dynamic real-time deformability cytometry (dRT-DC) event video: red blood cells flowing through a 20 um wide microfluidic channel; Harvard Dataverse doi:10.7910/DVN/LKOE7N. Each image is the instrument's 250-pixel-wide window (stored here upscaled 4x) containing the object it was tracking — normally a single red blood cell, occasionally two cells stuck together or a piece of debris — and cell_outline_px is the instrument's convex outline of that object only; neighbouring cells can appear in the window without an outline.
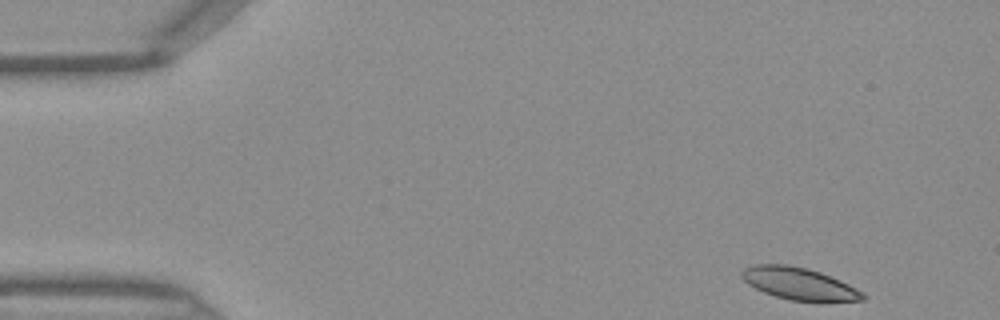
{"species": "Egyptian fruit bat (a non-hibernating species)", "species_latin": "Rousettus aegyptiacus", "temperature_condition": "warm", "stored_images_in_passage": 43, "camera_frame_rate_fps": 3000, "um_per_image_px": 0.085, "frame": {"image": 1, "passage_image": 1, "time_ms": 0.0, "image_size_px": [1000, 320], "cell_outline_px": [[864, 300], [820, 304], [792, 300], [776, 296], [764, 292], [748, 284], [740, 276], [740, 272], [744, 268], [756, 264], [784, 264], [808, 268], [820, 272], [840, 280], [864, 292]], "centroid_in_image_um": [67.98, 24.15], "position_along_channel_um": 17.0, "area_um2": 23.24}}
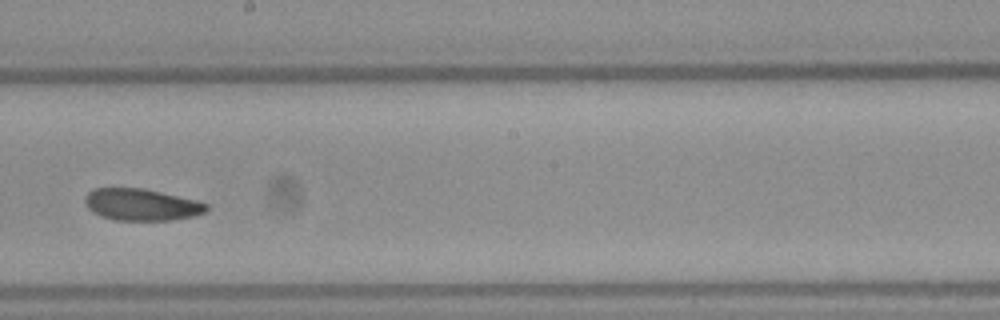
{"frame": {"image": 2, "passage_image": 23, "time_ms": 7.333, "image_size_px": [1000, 320], "cell_outline_px": [[208, 208], [204, 212], [192, 216], [172, 220], [116, 220], [100, 216], [92, 212], [88, 208], [84, 200], [84, 196], [92, 188], [140, 188], [160, 192], [196, 200], [208, 204]], "centroid_in_image_um": [11.98, 17.39], "position_along_channel_um": 236.2, "area_um2": 22.43}}
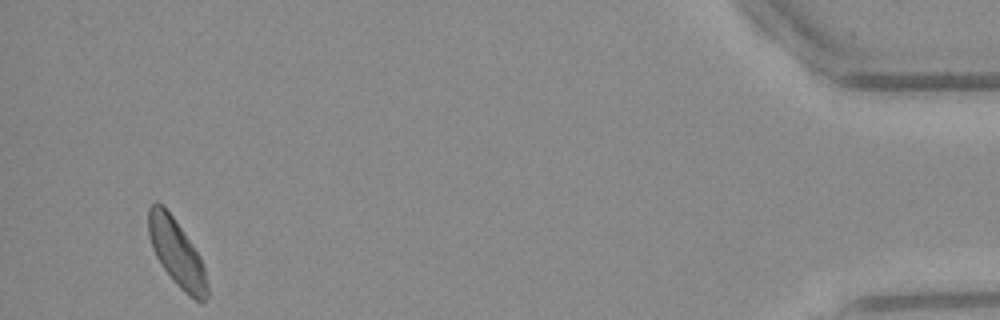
{"frame": {"image": 3, "passage_image": 41, "time_ms": 13.333, "image_size_px": [1000, 320], "cell_outline_px": [[208, 296], [200, 304], [184, 292], [176, 284], [160, 264], [152, 248], [148, 236], [148, 208], [156, 200], [164, 204], [192, 244], [200, 256], [204, 268], [208, 288]], "centroid_in_image_um": [15.0, 21.48], "position_along_channel_um": 420.2, "area_um2": 23.06}}